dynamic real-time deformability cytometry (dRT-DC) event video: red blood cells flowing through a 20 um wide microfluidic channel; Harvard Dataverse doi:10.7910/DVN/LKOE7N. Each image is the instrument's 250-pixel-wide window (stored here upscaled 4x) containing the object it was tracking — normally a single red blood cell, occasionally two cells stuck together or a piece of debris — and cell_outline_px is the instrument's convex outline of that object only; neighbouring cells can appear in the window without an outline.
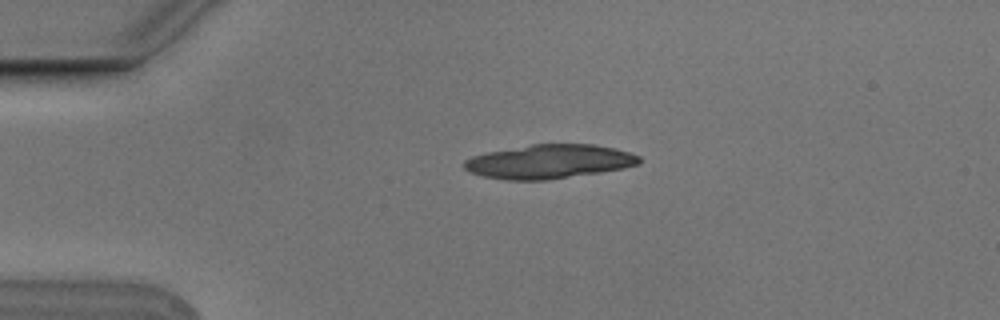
{"species": "Egyptian fruit bat (a non-hibernating species)", "species_latin": "Rousettus aegyptiacus", "temperature_condition": "cold", "stored_images_in_passage": 2, "camera_frame_rate_fps": 3000, "um_per_image_px": 0.085, "animal": {"sex": "male"}, "frame": {"image": 1, "passage_image": 1, "time_ms": 0.0, "image_size_px": [1000, 320], "cell_outline_px": [[640, 164], [624, 168], [600, 172], [548, 180], [504, 180], [484, 176], [468, 172], [464, 168], [464, 160], [472, 156], [488, 152], [532, 144], [592, 144], [616, 148], [640, 156]], "centroid_in_image_um": [46.68, 13.74], "position_along_channel_um": 38.3, "area_um2": 34.68}}